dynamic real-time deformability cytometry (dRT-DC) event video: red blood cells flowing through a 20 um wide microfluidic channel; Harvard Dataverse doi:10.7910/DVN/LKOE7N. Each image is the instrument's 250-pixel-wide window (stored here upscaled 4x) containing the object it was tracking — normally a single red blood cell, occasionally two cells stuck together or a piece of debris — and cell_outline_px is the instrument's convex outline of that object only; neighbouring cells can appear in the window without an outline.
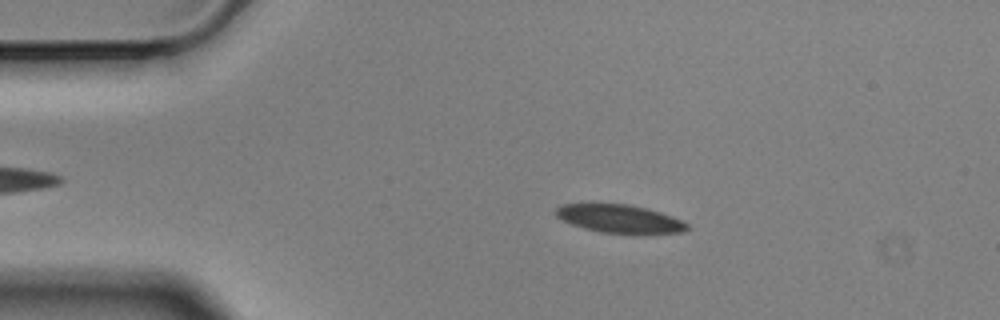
{"species": "Egyptian fruit bat (a non-hibernating species)", "species_latin": "Rousettus aegyptiacus", "temperature_condition": "cold", "stored_images_in_passage": 49, "camera_frame_rate_fps": 3000, "um_per_image_px": 0.085, "animal": {"sex": "male"}, "frame": {"image": 1, "passage_image": 10, "time_ms": 3.0, "image_size_px": [1000, 320], "cell_outline_px": [[692, 228], [680, 232], [644, 236], [640, 236], [600, 232], [584, 228], [572, 224], [556, 216], [556, 208], [560, 204], [592, 200], [628, 204], [648, 208], [672, 216], [688, 224]], "centroid_in_image_um": [52.66, 18.58], "position_along_channel_um": 32.3, "area_um2": 23.18}}
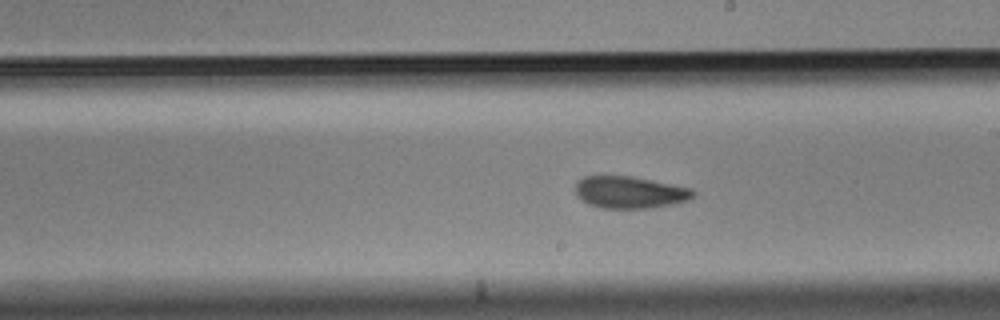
{"frame": {"image": 2, "passage_image": 31, "time_ms": 10.0, "image_size_px": [1000, 320], "cell_outline_px": [[696, 196], [688, 200], [672, 204], [652, 208], [600, 208], [588, 204], [576, 192], [576, 180], [584, 176], [632, 176], [692, 188], [696, 192]], "centroid_in_image_um": [53.57, 16.34], "position_along_channel_um": 235.4, "area_um2": 22.02}}
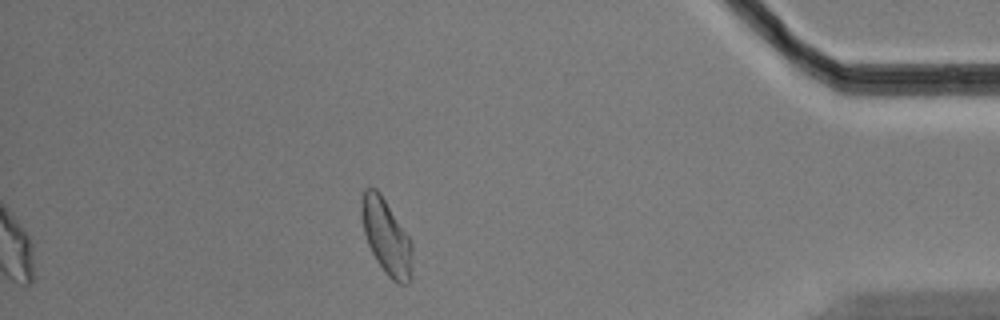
{"frame": {"image": 3, "passage_image": 49, "time_ms": 16.0, "image_size_px": [1000, 320], "cell_outline_px": [[412, 280], [408, 284], [400, 284], [392, 280], [388, 276], [376, 260], [368, 244], [364, 232], [360, 216], [360, 204], [364, 188], [376, 188], [380, 192], [412, 240]], "centroid_in_image_um": [32.85, 20.13], "position_along_channel_um": 402.4, "area_um2": 22.66}, "authors_computed_cell_mechanics": {"area_um2": 22.4842, "velocity_mm_per_s": 3.4966, "shape_relaxation_time_tau1_ms": 4.021, "shape_relaxation_time_tau2_ms": 2.8559, "deformation_change_tau1": 0.1127, "deformation_change_tau2": 0.0928}}